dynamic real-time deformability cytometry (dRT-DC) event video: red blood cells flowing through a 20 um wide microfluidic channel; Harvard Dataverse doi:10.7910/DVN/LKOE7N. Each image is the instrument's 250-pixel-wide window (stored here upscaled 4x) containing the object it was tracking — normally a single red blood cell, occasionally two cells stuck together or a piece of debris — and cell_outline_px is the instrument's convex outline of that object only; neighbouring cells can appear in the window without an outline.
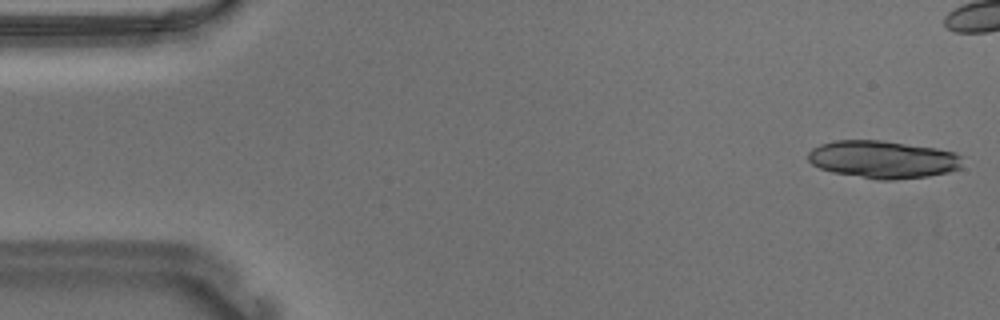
{"species": "Egyptian fruit bat (a non-hibernating species)", "species_latin": "Rousettus aegyptiacus", "temperature_condition": "warm", "stored_images_in_passage": 54, "camera_frame_rate_fps": 3000, "um_per_image_px": 0.085, "animal": {"sex": "male"}, "frame": {"image": 1, "passage_image": 1, "time_ms": 0.0, "image_size_px": [1000, 320], "cell_outline_px": [[960, 168], [948, 172], [928, 176], [892, 180], [880, 180], [832, 172], [820, 168], [812, 164], [808, 160], [808, 152], [812, 148], [820, 144], [836, 140], [880, 140], [936, 148], [952, 152], [960, 156]], "centroid_in_image_um": [75.0, 13.55], "position_along_channel_um": 10.0, "area_um2": 33.64}, "authors_computed_cell_mechanics": {"area_um2": 22.2819, "velocity_mm_per_s": 3.6807, "shape_relaxation_time_tau1_ms": 9.3012, "shape_relaxation_time_tau2_ms": 2.5736, "deformation_change_tau1": 0.2871, "deformation_change_tau2": 0.1114}}